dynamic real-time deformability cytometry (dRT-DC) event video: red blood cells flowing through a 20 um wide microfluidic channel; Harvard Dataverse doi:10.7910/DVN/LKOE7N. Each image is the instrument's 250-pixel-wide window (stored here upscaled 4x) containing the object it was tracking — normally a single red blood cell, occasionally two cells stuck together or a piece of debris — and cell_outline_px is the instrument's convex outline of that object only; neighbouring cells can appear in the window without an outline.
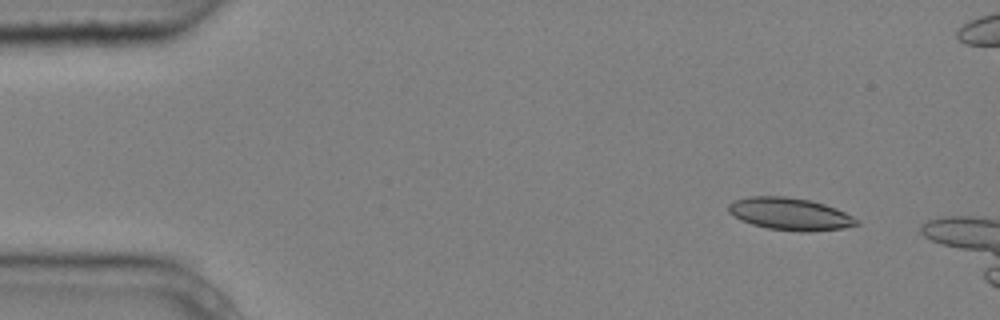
{"species": "common noctule bat (a hibernating species)", "species_latin": "Nyctalus noctula", "temperature_condition": "cold", "stored_images_in_passage": 5, "camera_frame_rate_fps": 3000, "um_per_image_px": 0.085, "animal": {"sex": "male", "body_mass_g": 20.4}, "frame": {"image": 1, "passage_image": 2, "time_ms": 0.333, "image_size_px": [1000, 320], "cell_outline_px": [[860, 224], [844, 228], [808, 232], [800, 232], [768, 228], [752, 224], [740, 220], [728, 212], [728, 204], [732, 200], [748, 196], [784, 196], [808, 200], [824, 204], [836, 208], [860, 220]], "centroid_in_image_um": [67.13, 18.19], "position_along_channel_um": 17.9, "area_um2": 24.28}}